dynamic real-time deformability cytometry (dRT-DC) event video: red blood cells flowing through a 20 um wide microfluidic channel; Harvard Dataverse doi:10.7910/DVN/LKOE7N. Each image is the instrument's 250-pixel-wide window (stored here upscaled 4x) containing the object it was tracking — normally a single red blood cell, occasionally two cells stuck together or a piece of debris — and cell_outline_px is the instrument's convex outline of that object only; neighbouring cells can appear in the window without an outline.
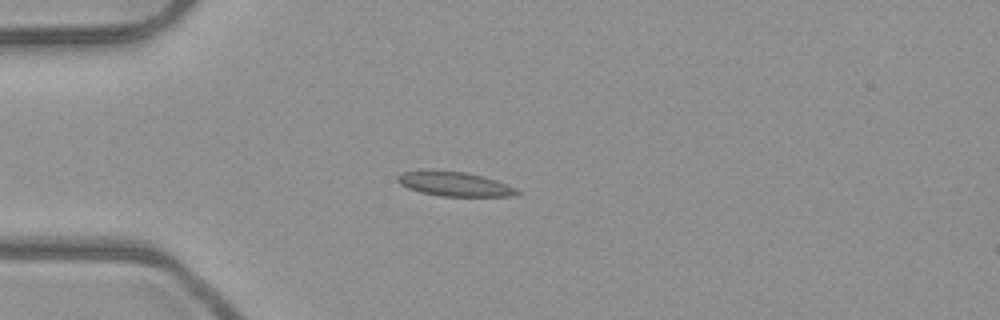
{"species": "common noctule bat (a hibernating species)", "species_latin": "Nyctalus noctula", "temperature_condition": "room temperature", "stored_images_in_passage": 5, "camera_frame_rate_fps": 3000, "um_per_image_px": 0.085, "animal": {"sex": "male", "body_mass_g": 23.1, "forearm_length_mm": 52.7}, "frame": {"image": 1, "passage_image": 4, "time_ms": 1.0, "image_size_px": [1000, 320], "cell_outline_px": [[520, 192], [516, 196], [440, 196], [420, 192], [408, 188], [400, 184], [396, 180], [396, 176], [400, 172], [420, 168], [432, 168], [464, 172], [496, 180], [516, 188]], "centroid_in_image_um": [38.52, 15.6], "position_along_channel_um": 46.5, "area_um2": 17.51}}